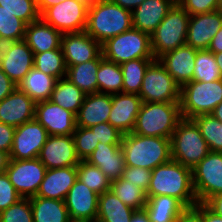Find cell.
Returning a JSON list of instances; mask_svg holds the SVG:
<instances>
[{
  "label": "cell",
  "instance_id": "cell-24",
  "mask_svg": "<svg viewBox=\"0 0 222 222\" xmlns=\"http://www.w3.org/2000/svg\"><path fill=\"white\" fill-rule=\"evenodd\" d=\"M111 110L112 95L99 92L88 94L76 115V125L90 128L108 122Z\"/></svg>",
  "mask_w": 222,
  "mask_h": 222
},
{
  "label": "cell",
  "instance_id": "cell-18",
  "mask_svg": "<svg viewBox=\"0 0 222 222\" xmlns=\"http://www.w3.org/2000/svg\"><path fill=\"white\" fill-rule=\"evenodd\" d=\"M61 48L66 66L95 60L102 53L101 44L85 31L62 34Z\"/></svg>",
  "mask_w": 222,
  "mask_h": 222
},
{
  "label": "cell",
  "instance_id": "cell-27",
  "mask_svg": "<svg viewBox=\"0 0 222 222\" xmlns=\"http://www.w3.org/2000/svg\"><path fill=\"white\" fill-rule=\"evenodd\" d=\"M62 33L41 17L26 26L24 40L33 53H43L61 48Z\"/></svg>",
  "mask_w": 222,
  "mask_h": 222
},
{
  "label": "cell",
  "instance_id": "cell-12",
  "mask_svg": "<svg viewBox=\"0 0 222 222\" xmlns=\"http://www.w3.org/2000/svg\"><path fill=\"white\" fill-rule=\"evenodd\" d=\"M47 168L38 159H10L5 171L10 182L22 198L36 196Z\"/></svg>",
  "mask_w": 222,
  "mask_h": 222
},
{
  "label": "cell",
  "instance_id": "cell-23",
  "mask_svg": "<svg viewBox=\"0 0 222 222\" xmlns=\"http://www.w3.org/2000/svg\"><path fill=\"white\" fill-rule=\"evenodd\" d=\"M175 0H145L132 11V26L151 35L166 17Z\"/></svg>",
  "mask_w": 222,
  "mask_h": 222
},
{
  "label": "cell",
  "instance_id": "cell-54",
  "mask_svg": "<svg viewBox=\"0 0 222 222\" xmlns=\"http://www.w3.org/2000/svg\"><path fill=\"white\" fill-rule=\"evenodd\" d=\"M203 220L204 222H222V216L216 214L203 203Z\"/></svg>",
  "mask_w": 222,
  "mask_h": 222
},
{
  "label": "cell",
  "instance_id": "cell-20",
  "mask_svg": "<svg viewBox=\"0 0 222 222\" xmlns=\"http://www.w3.org/2000/svg\"><path fill=\"white\" fill-rule=\"evenodd\" d=\"M36 102L16 88L0 101V122L18 127L35 118Z\"/></svg>",
  "mask_w": 222,
  "mask_h": 222
},
{
  "label": "cell",
  "instance_id": "cell-47",
  "mask_svg": "<svg viewBox=\"0 0 222 222\" xmlns=\"http://www.w3.org/2000/svg\"><path fill=\"white\" fill-rule=\"evenodd\" d=\"M151 173L152 170L146 168L126 166L121 178L134 183L139 188L147 192Z\"/></svg>",
  "mask_w": 222,
  "mask_h": 222
},
{
  "label": "cell",
  "instance_id": "cell-41",
  "mask_svg": "<svg viewBox=\"0 0 222 222\" xmlns=\"http://www.w3.org/2000/svg\"><path fill=\"white\" fill-rule=\"evenodd\" d=\"M27 24L0 6V44L25 38Z\"/></svg>",
  "mask_w": 222,
  "mask_h": 222
},
{
  "label": "cell",
  "instance_id": "cell-56",
  "mask_svg": "<svg viewBox=\"0 0 222 222\" xmlns=\"http://www.w3.org/2000/svg\"><path fill=\"white\" fill-rule=\"evenodd\" d=\"M37 1V8L38 12L41 15L47 8L59 4L65 0H36Z\"/></svg>",
  "mask_w": 222,
  "mask_h": 222
},
{
  "label": "cell",
  "instance_id": "cell-44",
  "mask_svg": "<svg viewBox=\"0 0 222 222\" xmlns=\"http://www.w3.org/2000/svg\"><path fill=\"white\" fill-rule=\"evenodd\" d=\"M0 222H34L29 198H22L17 203L0 212Z\"/></svg>",
  "mask_w": 222,
  "mask_h": 222
},
{
  "label": "cell",
  "instance_id": "cell-17",
  "mask_svg": "<svg viewBox=\"0 0 222 222\" xmlns=\"http://www.w3.org/2000/svg\"><path fill=\"white\" fill-rule=\"evenodd\" d=\"M35 119L47 130L48 135H72L77 127L76 115L50 100L36 103Z\"/></svg>",
  "mask_w": 222,
  "mask_h": 222
},
{
  "label": "cell",
  "instance_id": "cell-30",
  "mask_svg": "<svg viewBox=\"0 0 222 222\" xmlns=\"http://www.w3.org/2000/svg\"><path fill=\"white\" fill-rule=\"evenodd\" d=\"M134 211L109 190L99 195L96 222H130Z\"/></svg>",
  "mask_w": 222,
  "mask_h": 222
},
{
  "label": "cell",
  "instance_id": "cell-26",
  "mask_svg": "<svg viewBox=\"0 0 222 222\" xmlns=\"http://www.w3.org/2000/svg\"><path fill=\"white\" fill-rule=\"evenodd\" d=\"M85 161L100 168L111 181L121 178L126 167L121 144L99 142Z\"/></svg>",
  "mask_w": 222,
  "mask_h": 222
},
{
  "label": "cell",
  "instance_id": "cell-4",
  "mask_svg": "<svg viewBox=\"0 0 222 222\" xmlns=\"http://www.w3.org/2000/svg\"><path fill=\"white\" fill-rule=\"evenodd\" d=\"M181 119L180 102H142L132 133L170 139Z\"/></svg>",
  "mask_w": 222,
  "mask_h": 222
},
{
  "label": "cell",
  "instance_id": "cell-55",
  "mask_svg": "<svg viewBox=\"0 0 222 222\" xmlns=\"http://www.w3.org/2000/svg\"><path fill=\"white\" fill-rule=\"evenodd\" d=\"M114 4L121 6L122 8L133 11L145 0H111Z\"/></svg>",
  "mask_w": 222,
  "mask_h": 222
},
{
  "label": "cell",
  "instance_id": "cell-35",
  "mask_svg": "<svg viewBox=\"0 0 222 222\" xmlns=\"http://www.w3.org/2000/svg\"><path fill=\"white\" fill-rule=\"evenodd\" d=\"M154 59L138 58L120 64L123 73V93L139 95L145 71Z\"/></svg>",
  "mask_w": 222,
  "mask_h": 222
},
{
  "label": "cell",
  "instance_id": "cell-42",
  "mask_svg": "<svg viewBox=\"0 0 222 222\" xmlns=\"http://www.w3.org/2000/svg\"><path fill=\"white\" fill-rule=\"evenodd\" d=\"M0 6L27 25L40 18L36 0H0Z\"/></svg>",
  "mask_w": 222,
  "mask_h": 222
},
{
  "label": "cell",
  "instance_id": "cell-6",
  "mask_svg": "<svg viewBox=\"0 0 222 222\" xmlns=\"http://www.w3.org/2000/svg\"><path fill=\"white\" fill-rule=\"evenodd\" d=\"M189 19V13L176 2L150 35L155 59L186 44Z\"/></svg>",
  "mask_w": 222,
  "mask_h": 222
},
{
  "label": "cell",
  "instance_id": "cell-50",
  "mask_svg": "<svg viewBox=\"0 0 222 222\" xmlns=\"http://www.w3.org/2000/svg\"><path fill=\"white\" fill-rule=\"evenodd\" d=\"M177 222H204L203 203H197L193 207H187L179 216Z\"/></svg>",
  "mask_w": 222,
  "mask_h": 222
},
{
  "label": "cell",
  "instance_id": "cell-28",
  "mask_svg": "<svg viewBox=\"0 0 222 222\" xmlns=\"http://www.w3.org/2000/svg\"><path fill=\"white\" fill-rule=\"evenodd\" d=\"M147 198L144 209L150 222H177L181 213L187 208L172 196H147Z\"/></svg>",
  "mask_w": 222,
  "mask_h": 222
},
{
  "label": "cell",
  "instance_id": "cell-33",
  "mask_svg": "<svg viewBox=\"0 0 222 222\" xmlns=\"http://www.w3.org/2000/svg\"><path fill=\"white\" fill-rule=\"evenodd\" d=\"M86 94L67 78L58 79L50 101L77 115Z\"/></svg>",
  "mask_w": 222,
  "mask_h": 222
},
{
  "label": "cell",
  "instance_id": "cell-13",
  "mask_svg": "<svg viewBox=\"0 0 222 222\" xmlns=\"http://www.w3.org/2000/svg\"><path fill=\"white\" fill-rule=\"evenodd\" d=\"M47 130L34 118L16 127L10 159H36L48 138Z\"/></svg>",
  "mask_w": 222,
  "mask_h": 222
},
{
  "label": "cell",
  "instance_id": "cell-15",
  "mask_svg": "<svg viewBox=\"0 0 222 222\" xmlns=\"http://www.w3.org/2000/svg\"><path fill=\"white\" fill-rule=\"evenodd\" d=\"M99 195L77 179L64 200L72 222H96Z\"/></svg>",
  "mask_w": 222,
  "mask_h": 222
},
{
  "label": "cell",
  "instance_id": "cell-11",
  "mask_svg": "<svg viewBox=\"0 0 222 222\" xmlns=\"http://www.w3.org/2000/svg\"><path fill=\"white\" fill-rule=\"evenodd\" d=\"M88 6L79 0H65L47 8L40 17L56 30L64 33L84 32Z\"/></svg>",
  "mask_w": 222,
  "mask_h": 222
},
{
  "label": "cell",
  "instance_id": "cell-1",
  "mask_svg": "<svg viewBox=\"0 0 222 222\" xmlns=\"http://www.w3.org/2000/svg\"><path fill=\"white\" fill-rule=\"evenodd\" d=\"M146 195L172 196L186 207L195 206L198 200L193 187L192 169L174 160L157 166L152 170Z\"/></svg>",
  "mask_w": 222,
  "mask_h": 222
},
{
  "label": "cell",
  "instance_id": "cell-46",
  "mask_svg": "<svg viewBox=\"0 0 222 222\" xmlns=\"http://www.w3.org/2000/svg\"><path fill=\"white\" fill-rule=\"evenodd\" d=\"M22 197L10 182L6 173L0 174V212L17 203Z\"/></svg>",
  "mask_w": 222,
  "mask_h": 222
},
{
  "label": "cell",
  "instance_id": "cell-2",
  "mask_svg": "<svg viewBox=\"0 0 222 222\" xmlns=\"http://www.w3.org/2000/svg\"><path fill=\"white\" fill-rule=\"evenodd\" d=\"M132 27V11L111 0H98L88 7L85 32L100 44Z\"/></svg>",
  "mask_w": 222,
  "mask_h": 222
},
{
  "label": "cell",
  "instance_id": "cell-49",
  "mask_svg": "<svg viewBox=\"0 0 222 222\" xmlns=\"http://www.w3.org/2000/svg\"><path fill=\"white\" fill-rule=\"evenodd\" d=\"M16 128L0 122V150L10 153Z\"/></svg>",
  "mask_w": 222,
  "mask_h": 222
},
{
  "label": "cell",
  "instance_id": "cell-10",
  "mask_svg": "<svg viewBox=\"0 0 222 222\" xmlns=\"http://www.w3.org/2000/svg\"><path fill=\"white\" fill-rule=\"evenodd\" d=\"M192 181L198 203L222 193V152L210 151L192 169Z\"/></svg>",
  "mask_w": 222,
  "mask_h": 222
},
{
  "label": "cell",
  "instance_id": "cell-9",
  "mask_svg": "<svg viewBox=\"0 0 222 222\" xmlns=\"http://www.w3.org/2000/svg\"><path fill=\"white\" fill-rule=\"evenodd\" d=\"M180 91L163 64L154 59L145 71L139 97L142 102H180Z\"/></svg>",
  "mask_w": 222,
  "mask_h": 222
},
{
  "label": "cell",
  "instance_id": "cell-25",
  "mask_svg": "<svg viewBox=\"0 0 222 222\" xmlns=\"http://www.w3.org/2000/svg\"><path fill=\"white\" fill-rule=\"evenodd\" d=\"M77 180V166L47 169L36 196L64 201Z\"/></svg>",
  "mask_w": 222,
  "mask_h": 222
},
{
  "label": "cell",
  "instance_id": "cell-62",
  "mask_svg": "<svg viewBox=\"0 0 222 222\" xmlns=\"http://www.w3.org/2000/svg\"><path fill=\"white\" fill-rule=\"evenodd\" d=\"M218 10L222 11V0H218Z\"/></svg>",
  "mask_w": 222,
  "mask_h": 222
},
{
  "label": "cell",
  "instance_id": "cell-51",
  "mask_svg": "<svg viewBox=\"0 0 222 222\" xmlns=\"http://www.w3.org/2000/svg\"><path fill=\"white\" fill-rule=\"evenodd\" d=\"M16 88L17 84L0 68V101L10 95Z\"/></svg>",
  "mask_w": 222,
  "mask_h": 222
},
{
  "label": "cell",
  "instance_id": "cell-37",
  "mask_svg": "<svg viewBox=\"0 0 222 222\" xmlns=\"http://www.w3.org/2000/svg\"><path fill=\"white\" fill-rule=\"evenodd\" d=\"M34 67L57 80L65 78L67 67L62 48L43 53H34Z\"/></svg>",
  "mask_w": 222,
  "mask_h": 222
},
{
  "label": "cell",
  "instance_id": "cell-3",
  "mask_svg": "<svg viewBox=\"0 0 222 222\" xmlns=\"http://www.w3.org/2000/svg\"><path fill=\"white\" fill-rule=\"evenodd\" d=\"M121 148L126 166L153 170L172 160L171 142L168 138L123 134Z\"/></svg>",
  "mask_w": 222,
  "mask_h": 222
},
{
  "label": "cell",
  "instance_id": "cell-29",
  "mask_svg": "<svg viewBox=\"0 0 222 222\" xmlns=\"http://www.w3.org/2000/svg\"><path fill=\"white\" fill-rule=\"evenodd\" d=\"M56 81V78L33 67L19 82L17 88L38 103L50 100Z\"/></svg>",
  "mask_w": 222,
  "mask_h": 222
},
{
  "label": "cell",
  "instance_id": "cell-43",
  "mask_svg": "<svg viewBox=\"0 0 222 222\" xmlns=\"http://www.w3.org/2000/svg\"><path fill=\"white\" fill-rule=\"evenodd\" d=\"M72 136L76 154L80 160H86L99 143V140L95 137V133L90 128L76 127Z\"/></svg>",
  "mask_w": 222,
  "mask_h": 222
},
{
  "label": "cell",
  "instance_id": "cell-60",
  "mask_svg": "<svg viewBox=\"0 0 222 222\" xmlns=\"http://www.w3.org/2000/svg\"><path fill=\"white\" fill-rule=\"evenodd\" d=\"M214 57H215L216 63L219 67V70L222 76V52L214 53Z\"/></svg>",
  "mask_w": 222,
  "mask_h": 222
},
{
  "label": "cell",
  "instance_id": "cell-19",
  "mask_svg": "<svg viewBox=\"0 0 222 222\" xmlns=\"http://www.w3.org/2000/svg\"><path fill=\"white\" fill-rule=\"evenodd\" d=\"M222 27V11L190 16L186 44L197 50H208L214 35Z\"/></svg>",
  "mask_w": 222,
  "mask_h": 222
},
{
  "label": "cell",
  "instance_id": "cell-22",
  "mask_svg": "<svg viewBox=\"0 0 222 222\" xmlns=\"http://www.w3.org/2000/svg\"><path fill=\"white\" fill-rule=\"evenodd\" d=\"M196 54L197 49L185 44L162 55L158 60L174 81L182 87L193 80Z\"/></svg>",
  "mask_w": 222,
  "mask_h": 222
},
{
  "label": "cell",
  "instance_id": "cell-21",
  "mask_svg": "<svg viewBox=\"0 0 222 222\" xmlns=\"http://www.w3.org/2000/svg\"><path fill=\"white\" fill-rule=\"evenodd\" d=\"M142 100L137 94L118 93L112 95V110L108 122L122 134L133 131Z\"/></svg>",
  "mask_w": 222,
  "mask_h": 222
},
{
  "label": "cell",
  "instance_id": "cell-5",
  "mask_svg": "<svg viewBox=\"0 0 222 222\" xmlns=\"http://www.w3.org/2000/svg\"><path fill=\"white\" fill-rule=\"evenodd\" d=\"M172 160L193 169L210 152L192 119L182 118L170 138Z\"/></svg>",
  "mask_w": 222,
  "mask_h": 222
},
{
  "label": "cell",
  "instance_id": "cell-53",
  "mask_svg": "<svg viewBox=\"0 0 222 222\" xmlns=\"http://www.w3.org/2000/svg\"><path fill=\"white\" fill-rule=\"evenodd\" d=\"M208 50L213 52V53L222 52V27L214 35L213 39L210 42Z\"/></svg>",
  "mask_w": 222,
  "mask_h": 222
},
{
  "label": "cell",
  "instance_id": "cell-39",
  "mask_svg": "<svg viewBox=\"0 0 222 222\" xmlns=\"http://www.w3.org/2000/svg\"><path fill=\"white\" fill-rule=\"evenodd\" d=\"M77 179L98 195L110 190L111 180L98 168L85 160L77 165Z\"/></svg>",
  "mask_w": 222,
  "mask_h": 222
},
{
  "label": "cell",
  "instance_id": "cell-57",
  "mask_svg": "<svg viewBox=\"0 0 222 222\" xmlns=\"http://www.w3.org/2000/svg\"><path fill=\"white\" fill-rule=\"evenodd\" d=\"M130 222H150L145 209L135 210Z\"/></svg>",
  "mask_w": 222,
  "mask_h": 222
},
{
  "label": "cell",
  "instance_id": "cell-45",
  "mask_svg": "<svg viewBox=\"0 0 222 222\" xmlns=\"http://www.w3.org/2000/svg\"><path fill=\"white\" fill-rule=\"evenodd\" d=\"M95 133L96 139L100 143L105 144H121L123 134L115 127H113L109 122L100 123L90 127Z\"/></svg>",
  "mask_w": 222,
  "mask_h": 222
},
{
  "label": "cell",
  "instance_id": "cell-38",
  "mask_svg": "<svg viewBox=\"0 0 222 222\" xmlns=\"http://www.w3.org/2000/svg\"><path fill=\"white\" fill-rule=\"evenodd\" d=\"M198 126L210 151L222 152V123L211 114H201L192 118Z\"/></svg>",
  "mask_w": 222,
  "mask_h": 222
},
{
  "label": "cell",
  "instance_id": "cell-16",
  "mask_svg": "<svg viewBox=\"0 0 222 222\" xmlns=\"http://www.w3.org/2000/svg\"><path fill=\"white\" fill-rule=\"evenodd\" d=\"M38 159L47 169L77 166L80 162L72 135H49Z\"/></svg>",
  "mask_w": 222,
  "mask_h": 222
},
{
  "label": "cell",
  "instance_id": "cell-59",
  "mask_svg": "<svg viewBox=\"0 0 222 222\" xmlns=\"http://www.w3.org/2000/svg\"><path fill=\"white\" fill-rule=\"evenodd\" d=\"M211 115L214 116L216 119H218L222 123V102L215 107Z\"/></svg>",
  "mask_w": 222,
  "mask_h": 222
},
{
  "label": "cell",
  "instance_id": "cell-32",
  "mask_svg": "<svg viewBox=\"0 0 222 222\" xmlns=\"http://www.w3.org/2000/svg\"><path fill=\"white\" fill-rule=\"evenodd\" d=\"M100 64V55L92 61L66 66V77L86 95L98 92L97 71Z\"/></svg>",
  "mask_w": 222,
  "mask_h": 222
},
{
  "label": "cell",
  "instance_id": "cell-7",
  "mask_svg": "<svg viewBox=\"0 0 222 222\" xmlns=\"http://www.w3.org/2000/svg\"><path fill=\"white\" fill-rule=\"evenodd\" d=\"M222 102V79L212 82L190 81L181 87L180 108L182 118L192 119L211 114Z\"/></svg>",
  "mask_w": 222,
  "mask_h": 222
},
{
  "label": "cell",
  "instance_id": "cell-58",
  "mask_svg": "<svg viewBox=\"0 0 222 222\" xmlns=\"http://www.w3.org/2000/svg\"><path fill=\"white\" fill-rule=\"evenodd\" d=\"M10 162V154L0 150V174L5 173Z\"/></svg>",
  "mask_w": 222,
  "mask_h": 222
},
{
  "label": "cell",
  "instance_id": "cell-61",
  "mask_svg": "<svg viewBox=\"0 0 222 222\" xmlns=\"http://www.w3.org/2000/svg\"><path fill=\"white\" fill-rule=\"evenodd\" d=\"M80 2L84 3L85 5H87L88 7L92 6L95 2H97L98 0H79Z\"/></svg>",
  "mask_w": 222,
  "mask_h": 222
},
{
  "label": "cell",
  "instance_id": "cell-8",
  "mask_svg": "<svg viewBox=\"0 0 222 222\" xmlns=\"http://www.w3.org/2000/svg\"><path fill=\"white\" fill-rule=\"evenodd\" d=\"M102 56L116 64L138 59L154 58L150 35L131 28L101 44Z\"/></svg>",
  "mask_w": 222,
  "mask_h": 222
},
{
  "label": "cell",
  "instance_id": "cell-52",
  "mask_svg": "<svg viewBox=\"0 0 222 222\" xmlns=\"http://www.w3.org/2000/svg\"><path fill=\"white\" fill-rule=\"evenodd\" d=\"M205 204L216 214L222 216V193L211 197Z\"/></svg>",
  "mask_w": 222,
  "mask_h": 222
},
{
  "label": "cell",
  "instance_id": "cell-14",
  "mask_svg": "<svg viewBox=\"0 0 222 222\" xmlns=\"http://www.w3.org/2000/svg\"><path fill=\"white\" fill-rule=\"evenodd\" d=\"M33 67L34 53L24 39L0 44V68L15 84Z\"/></svg>",
  "mask_w": 222,
  "mask_h": 222
},
{
  "label": "cell",
  "instance_id": "cell-48",
  "mask_svg": "<svg viewBox=\"0 0 222 222\" xmlns=\"http://www.w3.org/2000/svg\"><path fill=\"white\" fill-rule=\"evenodd\" d=\"M177 3L185 9L190 16L218 10V0H178Z\"/></svg>",
  "mask_w": 222,
  "mask_h": 222
},
{
  "label": "cell",
  "instance_id": "cell-36",
  "mask_svg": "<svg viewBox=\"0 0 222 222\" xmlns=\"http://www.w3.org/2000/svg\"><path fill=\"white\" fill-rule=\"evenodd\" d=\"M110 190L127 206L134 210L144 209L147 202L146 192L134 183L119 178L111 181Z\"/></svg>",
  "mask_w": 222,
  "mask_h": 222
},
{
  "label": "cell",
  "instance_id": "cell-40",
  "mask_svg": "<svg viewBox=\"0 0 222 222\" xmlns=\"http://www.w3.org/2000/svg\"><path fill=\"white\" fill-rule=\"evenodd\" d=\"M222 79L214 53L209 50H197L193 81L212 82Z\"/></svg>",
  "mask_w": 222,
  "mask_h": 222
},
{
  "label": "cell",
  "instance_id": "cell-31",
  "mask_svg": "<svg viewBox=\"0 0 222 222\" xmlns=\"http://www.w3.org/2000/svg\"><path fill=\"white\" fill-rule=\"evenodd\" d=\"M29 199L34 222H72L64 201L39 196Z\"/></svg>",
  "mask_w": 222,
  "mask_h": 222
},
{
  "label": "cell",
  "instance_id": "cell-34",
  "mask_svg": "<svg viewBox=\"0 0 222 222\" xmlns=\"http://www.w3.org/2000/svg\"><path fill=\"white\" fill-rule=\"evenodd\" d=\"M98 92L118 94L123 90V73L120 64L113 63L100 54V64L97 71Z\"/></svg>",
  "mask_w": 222,
  "mask_h": 222
}]
</instances>
